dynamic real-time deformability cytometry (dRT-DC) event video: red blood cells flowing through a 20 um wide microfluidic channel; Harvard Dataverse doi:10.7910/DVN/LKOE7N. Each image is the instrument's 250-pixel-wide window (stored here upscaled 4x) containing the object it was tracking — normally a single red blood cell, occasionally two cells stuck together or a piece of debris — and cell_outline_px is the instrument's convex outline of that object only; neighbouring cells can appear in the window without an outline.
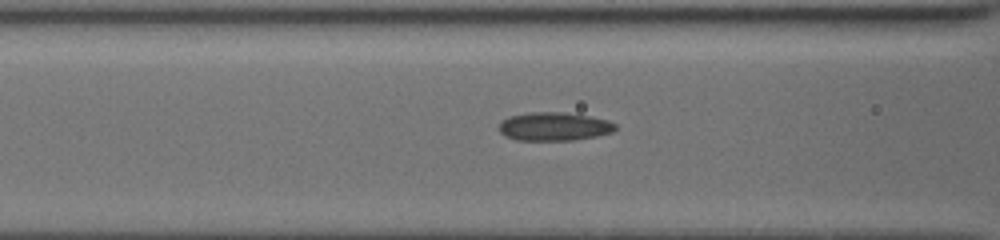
{"species": "common noctule bat (a hibernating species)", "species_latin": "Nyctalus noctula", "temperature_condition": "cold", "stored_images_in_passage": 76, "camera_frame_rate_fps": 3000, "um_per_image_px": 0.085, "animal": {"sex": "female", "body_mass_g": 19.5, "forearm_length_mm": 54.1}, "frame": {"image": 1, "passage_image": 45, "time_ms": 8.333, "image_size_px": [1000, 240], "cell_outline_px": [[616, 128], [612, 132], [596, 136], [576, 140], [516, 140], [504, 136], [496, 128], [508, 116], [532, 112], [564, 112], [588, 116], [608, 120], [616, 124]], "centroid_in_image_um": [47.07, 10.75], "position_along_channel_um": 119.5, "area_um2": 19.36}}
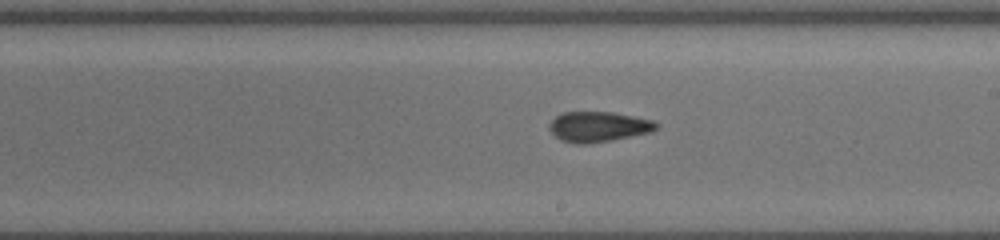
{"frame": {"image": 2, "passage_image": 60, "time_ms": 11.333, "image_size_px": [1000, 240], "cell_outline_px": [[660, 128], [652, 132], [612, 140], [584, 144], [576, 144], [560, 140], [548, 128], [548, 124], [556, 116], [564, 112], [612, 112], [652, 120], [660, 124]], "centroid_in_image_um": [50.88, 10.77], "position_along_channel_um": 238.1, "area_um2": 18.96}}
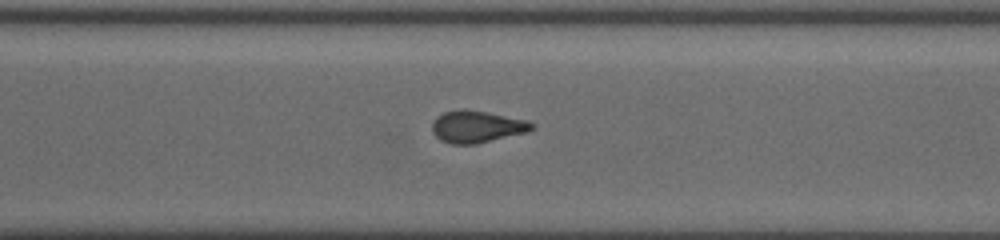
{"frame": {"image": 3, "passage_image": 72, "time_ms": 13.667, "image_size_px": [1000, 240], "cell_outline_px": [[536, 124], [528, 132], [476, 144], [452, 144], [440, 140], [432, 132], [432, 120], [436, 116], [444, 112], [464, 108], [528, 120]], "centroid_in_image_um": [40.51, 10.76], "position_along_channel_um": 330.1, "area_um2": 18.73}}